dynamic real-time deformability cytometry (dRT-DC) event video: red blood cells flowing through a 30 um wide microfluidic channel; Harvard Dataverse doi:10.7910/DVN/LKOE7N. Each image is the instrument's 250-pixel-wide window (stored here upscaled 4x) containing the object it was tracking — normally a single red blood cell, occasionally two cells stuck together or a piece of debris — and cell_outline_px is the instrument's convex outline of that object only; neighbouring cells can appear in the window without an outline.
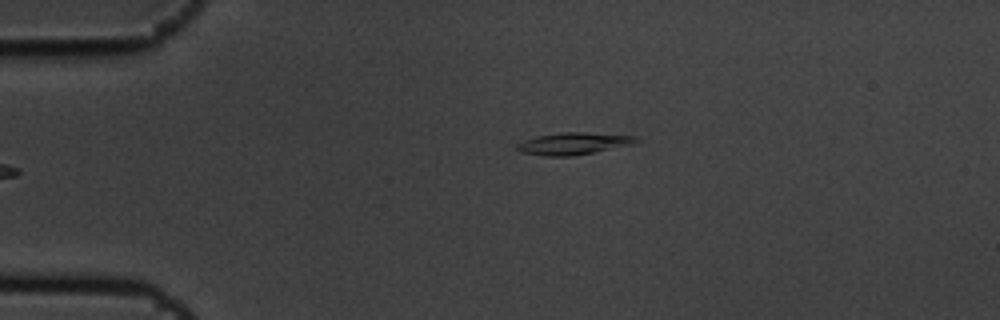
{"species": "common noctule bat (a hibernating species)", "species_latin": "Nyctalus noctula", "temperature_condition": "cold", "stored_images_in_passage": 5, "camera_frame_rate_fps": 3000, "um_per_image_px": 0.085, "animal": {"sex": "male", "body_mass_g": 19.5, "forearm_length_mm": 54.6}, "frame": {"image": 1, "passage_image": 5, "time_ms": 1.333, "image_size_px": [1000, 320], "cell_outline_px": [[640, 140], [636, 144], [596, 152], [572, 156], [544, 156], [520, 152], [516, 148], [516, 144], [524, 140], [536, 136], [560, 132], [584, 132], [636, 136]], "centroid_in_image_um": [48.77, 12.2], "position_along_channel_um": 36.2, "area_um2": 15.55}}